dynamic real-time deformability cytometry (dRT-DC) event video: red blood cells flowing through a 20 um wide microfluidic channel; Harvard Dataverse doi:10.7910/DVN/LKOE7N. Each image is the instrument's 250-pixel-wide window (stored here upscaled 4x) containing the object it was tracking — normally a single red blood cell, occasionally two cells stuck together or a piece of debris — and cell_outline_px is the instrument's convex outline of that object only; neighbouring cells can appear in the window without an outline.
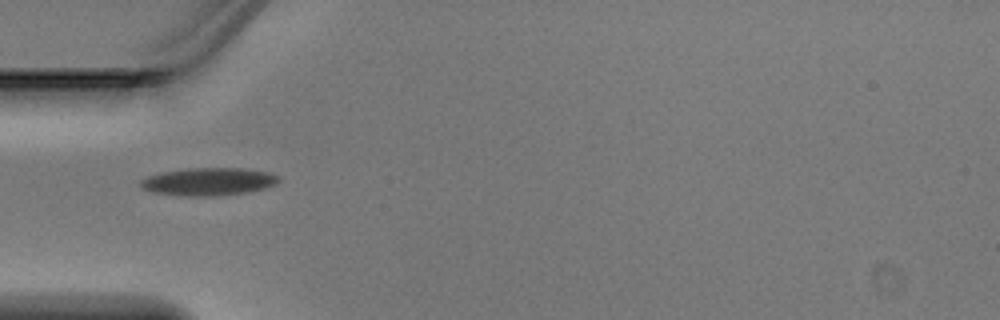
{"species": "Egyptian fruit bat (a non-hibernating species)", "species_latin": "Rousettus aegyptiacus", "temperature_condition": "warm", "stored_images_in_passage": 2, "camera_frame_rate_fps": 3000, "um_per_image_px": 0.085, "animal": {"sex": "male"}, "frame": {"image": 1, "passage_image": 1, "time_ms": 0.0, "image_size_px": [1000, 320], "cell_outline_px": [[280, 180], [276, 184], [264, 188], [244, 192], [216, 196], [180, 196], [152, 192], [140, 188], [140, 180], [148, 176], [160, 172], [188, 168], [240, 168], [268, 172], [280, 176]], "centroid_in_image_um": [17.68, 15.44], "position_along_channel_um": 67.3, "area_um2": 22.43}}
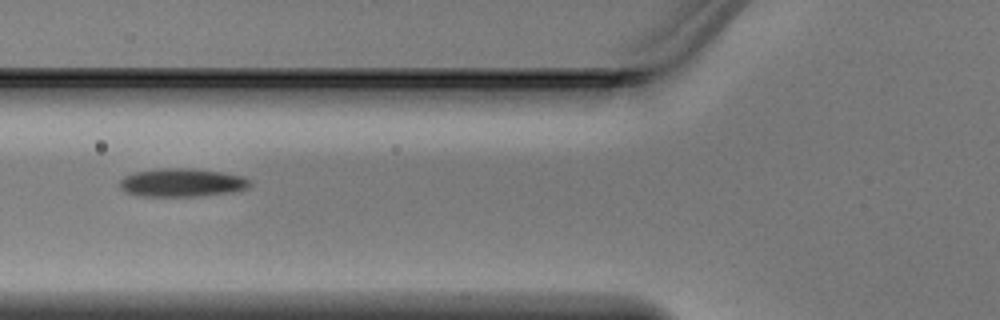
{"frame": {"image": 2, "passage_image": 2, "time_ms": 0.333, "image_size_px": [1000, 320], "cell_outline_px": [[252, 184], [248, 188], [232, 192], [196, 196], [144, 196], [128, 192], [120, 188], [120, 180], [124, 176], [136, 172], [164, 168], [192, 168], [224, 172], [244, 176], [252, 180]], "centroid_in_image_um": [15.54, 15.51], "position_along_channel_um": 110.3, "area_um2": 21.5}}